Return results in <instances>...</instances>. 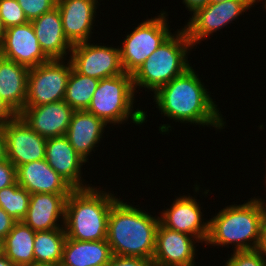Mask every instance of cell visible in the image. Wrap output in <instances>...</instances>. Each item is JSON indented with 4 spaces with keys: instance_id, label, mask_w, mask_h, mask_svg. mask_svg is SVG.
<instances>
[{
    "instance_id": "1",
    "label": "cell",
    "mask_w": 266,
    "mask_h": 266,
    "mask_svg": "<svg viewBox=\"0 0 266 266\" xmlns=\"http://www.w3.org/2000/svg\"><path fill=\"white\" fill-rule=\"evenodd\" d=\"M207 90L191 65L157 89L153 97L161 114L170 120L223 129L226 122Z\"/></svg>"
},
{
    "instance_id": "2",
    "label": "cell",
    "mask_w": 266,
    "mask_h": 266,
    "mask_svg": "<svg viewBox=\"0 0 266 266\" xmlns=\"http://www.w3.org/2000/svg\"><path fill=\"white\" fill-rule=\"evenodd\" d=\"M159 216L118 199L108 217L107 242L113 255L153 258Z\"/></svg>"
},
{
    "instance_id": "3",
    "label": "cell",
    "mask_w": 266,
    "mask_h": 266,
    "mask_svg": "<svg viewBox=\"0 0 266 266\" xmlns=\"http://www.w3.org/2000/svg\"><path fill=\"white\" fill-rule=\"evenodd\" d=\"M264 201L254 197L241 205L221 209L209 220L206 245L227 247L233 244V251L260 249L266 214Z\"/></svg>"
},
{
    "instance_id": "4",
    "label": "cell",
    "mask_w": 266,
    "mask_h": 266,
    "mask_svg": "<svg viewBox=\"0 0 266 266\" xmlns=\"http://www.w3.org/2000/svg\"><path fill=\"white\" fill-rule=\"evenodd\" d=\"M117 200L114 194L100 187L74 189L65 204L66 237L78 241L107 239L108 217Z\"/></svg>"
},
{
    "instance_id": "5",
    "label": "cell",
    "mask_w": 266,
    "mask_h": 266,
    "mask_svg": "<svg viewBox=\"0 0 266 266\" xmlns=\"http://www.w3.org/2000/svg\"><path fill=\"white\" fill-rule=\"evenodd\" d=\"M194 48L185 30L171 34L132 74L133 87L155 92L191 66L188 52Z\"/></svg>"
},
{
    "instance_id": "6",
    "label": "cell",
    "mask_w": 266,
    "mask_h": 266,
    "mask_svg": "<svg viewBox=\"0 0 266 266\" xmlns=\"http://www.w3.org/2000/svg\"><path fill=\"white\" fill-rule=\"evenodd\" d=\"M135 90L132 75L123 73L100 79L88 106V112L102 119L107 125L124 124L129 117L136 125H141L148 116L139 108L134 111Z\"/></svg>"
},
{
    "instance_id": "7",
    "label": "cell",
    "mask_w": 266,
    "mask_h": 266,
    "mask_svg": "<svg viewBox=\"0 0 266 266\" xmlns=\"http://www.w3.org/2000/svg\"><path fill=\"white\" fill-rule=\"evenodd\" d=\"M168 13L139 23L126 35L120 46V61L123 71L133 74L144 61L172 34L167 23Z\"/></svg>"
},
{
    "instance_id": "8",
    "label": "cell",
    "mask_w": 266,
    "mask_h": 266,
    "mask_svg": "<svg viewBox=\"0 0 266 266\" xmlns=\"http://www.w3.org/2000/svg\"><path fill=\"white\" fill-rule=\"evenodd\" d=\"M51 59L30 68L28 75L27 97L25 107H35L43 104L62 101L69 75L72 70L70 60Z\"/></svg>"
},
{
    "instance_id": "9",
    "label": "cell",
    "mask_w": 266,
    "mask_h": 266,
    "mask_svg": "<svg viewBox=\"0 0 266 266\" xmlns=\"http://www.w3.org/2000/svg\"><path fill=\"white\" fill-rule=\"evenodd\" d=\"M253 5H255L254 0H226L221 3H208L192 13V17L183 29L194 47L203 39L238 19V16L244 14Z\"/></svg>"
},
{
    "instance_id": "10",
    "label": "cell",
    "mask_w": 266,
    "mask_h": 266,
    "mask_svg": "<svg viewBox=\"0 0 266 266\" xmlns=\"http://www.w3.org/2000/svg\"><path fill=\"white\" fill-rule=\"evenodd\" d=\"M90 42H80L72 46L69 60L76 72L99 80L124 73L119 47Z\"/></svg>"
},
{
    "instance_id": "11",
    "label": "cell",
    "mask_w": 266,
    "mask_h": 266,
    "mask_svg": "<svg viewBox=\"0 0 266 266\" xmlns=\"http://www.w3.org/2000/svg\"><path fill=\"white\" fill-rule=\"evenodd\" d=\"M3 131L7 159L16 169L23 164L45 159L47 138L33 131L20 115L4 123Z\"/></svg>"
},
{
    "instance_id": "12",
    "label": "cell",
    "mask_w": 266,
    "mask_h": 266,
    "mask_svg": "<svg viewBox=\"0 0 266 266\" xmlns=\"http://www.w3.org/2000/svg\"><path fill=\"white\" fill-rule=\"evenodd\" d=\"M0 56L29 69L51 60L43 52L31 21L6 28Z\"/></svg>"
},
{
    "instance_id": "13",
    "label": "cell",
    "mask_w": 266,
    "mask_h": 266,
    "mask_svg": "<svg viewBox=\"0 0 266 266\" xmlns=\"http://www.w3.org/2000/svg\"><path fill=\"white\" fill-rule=\"evenodd\" d=\"M196 243L199 242L195 237L170 230L159 223L153 266H196Z\"/></svg>"
},
{
    "instance_id": "14",
    "label": "cell",
    "mask_w": 266,
    "mask_h": 266,
    "mask_svg": "<svg viewBox=\"0 0 266 266\" xmlns=\"http://www.w3.org/2000/svg\"><path fill=\"white\" fill-rule=\"evenodd\" d=\"M201 208L193 196L177 197L170 208L159 214L160 223L170 230L189 234L198 242L205 243L209 233V220L203 221Z\"/></svg>"
},
{
    "instance_id": "15",
    "label": "cell",
    "mask_w": 266,
    "mask_h": 266,
    "mask_svg": "<svg viewBox=\"0 0 266 266\" xmlns=\"http://www.w3.org/2000/svg\"><path fill=\"white\" fill-rule=\"evenodd\" d=\"M75 110L64 100L43 104L35 107H25L19 114L31 129L45 138L66 135Z\"/></svg>"
},
{
    "instance_id": "16",
    "label": "cell",
    "mask_w": 266,
    "mask_h": 266,
    "mask_svg": "<svg viewBox=\"0 0 266 266\" xmlns=\"http://www.w3.org/2000/svg\"><path fill=\"white\" fill-rule=\"evenodd\" d=\"M98 0H57L63 31L74 45L91 41Z\"/></svg>"
},
{
    "instance_id": "17",
    "label": "cell",
    "mask_w": 266,
    "mask_h": 266,
    "mask_svg": "<svg viewBox=\"0 0 266 266\" xmlns=\"http://www.w3.org/2000/svg\"><path fill=\"white\" fill-rule=\"evenodd\" d=\"M69 195L53 193L31 194L28 211L22 222L35 232L64 227L65 204ZM58 220L61 221L62 225L58 223Z\"/></svg>"
},
{
    "instance_id": "18",
    "label": "cell",
    "mask_w": 266,
    "mask_h": 266,
    "mask_svg": "<svg viewBox=\"0 0 266 266\" xmlns=\"http://www.w3.org/2000/svg\"><path fill=\"white\" fill-rule=\"evenodd\" d=\"M45 159L74 189L91 187L82 181L81 176V168L86 161L75 151L65 135L47 138Z\"/></svg>"
},
{
    "instance_id": "19",
    "label": "cell",
    "mask_w": 266,
    "mask_h": 266,
    "mask_svg": "<svg viewBox=\"0 0 266 266\" xmlns=\"http://www.w3.org/2000/svg\"><path fill=\"white\" fill-rule=\"evenodd\" d=\"M17 183L30 194H70L74 188L46 161L41 159L19 166L16 169Z\"/></svg>"
},
{
    "instance_id": "20",
    "label": "cell",
    "mask_w": 266,
    "mask_h": 266,
    "mask_svg": "<svg viewBox=\"0 0 266 266\" xmlns=\"http://www.w3.org/2000/svg\"><path fill=\"white\" fill-rule=\"evenodd\" d=\"M43 52L50 59H64L73 44L66 38L58 7L31 21Z\"/></svg>"
},
{
    "instance_id": "21",
    "label": "cell",
    "mask_w": 266,
    "mask_h": 266,
    "mask_svg": "<svg viewBox=\"0 0 266 266\" xmlns=\"http://www.w3.org/2000/svg\"><path fill=\"white\" fill-rule=\"evenodd\" d=\"M107 124L92 113L82 110L75 111L72 115L66 137L75 151L86 161L96 144L103 138Z\"/></svg>"
},
{
    "instance_id": "22",
    "label": "cell",
    "mask_w": 266,
    "mask_h": 266,
    "mask_svg": "<svg viewBox=\"0 0 266 266\" xmlns=\"http://www.w3.org/2000/svg\"><path fill=\"white\" fill-rule=\"evenodd\" d=\"M30 69L0 56V95L19 115L25 108Z\"/></svg>"
},
{
    "instance_id": "23",
    "label": "cell",
    "mask_w": 266,
    "mask_h": 266,
    "mask_svg": "<svg viewBox=\"0 0 266 266\" xmlns=\"http://www.w3.org/2000/svg\"><path fill=\"white\" fill-rule=\"evenodd\" d=\"M112 256L107 239L78 241L67 237L60 266H106Z\"/></svg>"
},
{
    "instance_id": "24",
    "label": "cell",
    "mask_w": 266,
    "mask_h": 266,
    "mask_svg": "<svg viewBox=\"0 0 266 266\" xmlns=\"http://www.w3.org/2000/svg\"><path fill=\"white\" fill-rule=\"evenodd\" d=\"M36 232L22 221H17L1 242L2 253L16 266H28L35 262L34 239Z\"/></svg>"
},
{
    "instance_id": "25",
    "label": "cell",
    "mask_w": 266,
    "mask_h": 266,
    "mask_svg": "<svg viewBox=\"0 0 266 266\" xmlns=\"http://www.w3.org/2000/svg\"><path fill=\"white\" fill-rule=\"evenodd\" d=\"M66 238L64 227L37 231L33 246L35 262L60 265Z\"/></svg>"
},
{
    "instance_id": "26",
    "label": "cell",
    "mask_w": 266,
    "mask_h": 266,
    "mask_svg": "<svg viewBox=\"0 0 266 266\" xmlns=\"http://www.w3.org/2000/svg\"><path fill=\"white\" fill-rule=\"evenodd\" d=\"M98 82L99 79L80 74L72 68L63 100L75 111L87 110Z\"/></svg>"
},
{
    "instance_id": "27",
    "label": "cell",
    "mask_w": 266,
    "mask_h": 266,
    "mask_svg": "<svg viewBox=\"0 0 266 266\" xmlns=\"http://www.w3.org/2000/svg\"><path fill=\"white\" fill-rule=\"evenodd\" d=\"M30 195L16 181L13 185L0 190V208L16 221H22L28 211Z\"/></svg>"
},
{
    "instance_id": "28",
    "label": "cell",
    "mask_w": 266,
    "mask_h": 266,
    "mask_svg": "<svg viewBox=\"0 0 266 266\" xmlns=\"http://www.w3.org/2000/svg\"><path fill=\"white\" fill-rule=\"evenodd\" d=\"M0 17L6 28L28 22L17 0H0Z\"/></svg>"
},
{
    "instance_id": "29",
    "label": "cell",
    "mask_w": 266,
    "mask_h": 266,
    "mask_svg": "<svg viewBox=\"0 0 266 266\" xmlns=\"http://www.w3.org/2000/svg\"><path fill=\"white\" fill-rule=\"evenodd\" d=\"M223 266H266V255L261 249L234 251Z\"/></svg>"
},
{
    "instance_id": "30",
    "label": "cell",
    "mask_w": 266,
    "mask_h": 266,
    "mask_svg": "<svg viewBox=\"0 0 266 266\" xmlns=\"http://www.w3.org/2000/svg\"><path fill=\"white\" fill-rule=\"evenodd\" d=\"M28 19L32 21L57 6V0H17Z\"/></svg>"
},
{
    "instance_id": "31",
    "label": "cell",
    "mask_w": 266,
    "mask_h": 266,
    "mask_svg": "<svg viewBox=\"0 0 266 266\" xmlns=\"http://www.w3.org/2000/svg\"><path fill=\"white\" fill-rule=\"evenodd\" d=\"M17 181L16 167L8 160H0V190Z\"/></svg>"
},
{
    "instance_id": "32",
    "label": "cell",
    "mask_w": 266,
    "mask_h": 266,
    "mask_svg": "<svg viewBox=\"0 0 266 266\" xmlns=\"http://www.w3.org/2000/svg\"><path fill=\"white\" fill-rule=\"evenodd\" d=\"M106 266H153V263L147 258L113 255Z\"/></svg>"
},
{
    "instance_id": "33",
    "label": "cell",
    "mask_w": 266,
    "mask_h": 266,
    "mask_svg": "<svg viewBox=\"0 0 266 266\" xmlns=\"http://www.w3.org/2000/svg\"><path fill=\"white\" fill-rule=\"evenodd\" d=\"M17 221L0 208V242H2Z\"/></svg>"
},
{
    "instance_id": "34",
    "label": "cell",
    "mask_w": 266,
    "mask_h": 266,
    "mask_svg": "<svg viewBox=\"0 0 266 266\" xmlns=\"http://www.w3.org/2000/svg\"><path fill=\"white\" fill-rule=\"evenodd\" d=\"M16 116L17 114L5 103L0 95V124H4Z\"/></svg>"
},
{
    "instance_id": "35",
    "label": "cell",
    "mask_w": 266,
    "mask_h": 266,
    "mask_svg": "<svg viewBox=\"0 0 266 266\" xmlns=\"http://www.w3.org/2000/svg\"><path fill=\"white\" fill-rule=\"evenodd\" d=\"M185 8H188V11L191 14L198 8L204 7L209 3V0H183Z\"/></svg>"
},
{
    "instance_id": "36",
    "label": "cell",
    "mask_w": 266,
    "mask_h": 266,
    "mask_svg": "<svg viewBox=\"0 0 266 266\" xmlns=\"http://www.w3.org/2000/svg\"><path fill=\"white\" fill-rule=\"evenodd\" d=\"M7 159L6 140L3 131V124H0V160Z\"/></svg>"
},
{
    "instance_id": "37",
    "label": "cell",
    "mask_w": 266,
    "mask_h": 266,
    "mask_svg": "<svg viewBox=\"0 0 266 266\" xmlns=\"http://www.w3.org/2000/svg\"><path fill=\"white\" fill-rule=\"evenodd\" d=\"M260 249L266 255V214H265L264 222H263L262 243H261Z\"/></svg>"
},
{
    "instance_id": "38",
    "label": "cell",
    "mask_w": 266,
    "mask_h": 266,
    "mask_svg": "<svg viewBox=\"0 0 266 266\" xmlns=\"http://www.w3.org/2000/svg\"><path fill=\"white\" fill-rule=\"evenodd\" d=\"M0 266H16V265L1 252Z\"/></svg>"
},
{
    "instance_id": "39",
    "label": "cell",
    "mask_w": 266,
    "mask_h": 266,
    "mask_svg": "<svg viewBox=\"0 0 266 266\" xmlns=\"http://www.w3.org/2000/svg\"><path fill=\"white\" fill-rule=\"evenodd\" d=\"M5 32H6V27L4 26L3 21L0 17V45L4 40Z\"/></svg>"
},
{
    "instance_id": "40",
    "label": "cell",
    "mask_w": 266,
    "mask_h": 266,
    "mask_svg": "<svg viewBox=\"0 0 266 266\" xmlns=\"http://www.w3.org/2000/svg\"><path fill=\"white\" fill-rule=\"evenodd\" d=\"M28 266H60V265L49 264V263H36V262H34L33 264L28 265Z\"/></svg>"
},
{
    "instance_id": "41",
    "label": "cell",
    "mask_w": 266,
    "mask_h": 266,
    "mask_svg": "<svg viewBox=\"0 0 266 266\" xmlns=\"http://www.w3.org/2000/svg\"><path fill=\"white\" fill-rule=\"evenodd\" d=\"M224 1H226V0H209V3H221Z\"/></svg>"
},
{
    "instance_id": "42",
    "label": "cell",
    "mask_w": 266,
    "mask_h": 266,
    "mask_svg": "<svg viewBox=\"0 0 266 266\" xmlns=\"http://www.w3.org/2000/svg\"><path fill=\"white\" fill-rule=\"evenodd\" d=\"M259 1H260V0H254V3H257V2L259 3ZM261 1H263V0H261ZM264 1H265L264 8H265V10H266V0H264Z\"/></svg>"
}]
</instances>
